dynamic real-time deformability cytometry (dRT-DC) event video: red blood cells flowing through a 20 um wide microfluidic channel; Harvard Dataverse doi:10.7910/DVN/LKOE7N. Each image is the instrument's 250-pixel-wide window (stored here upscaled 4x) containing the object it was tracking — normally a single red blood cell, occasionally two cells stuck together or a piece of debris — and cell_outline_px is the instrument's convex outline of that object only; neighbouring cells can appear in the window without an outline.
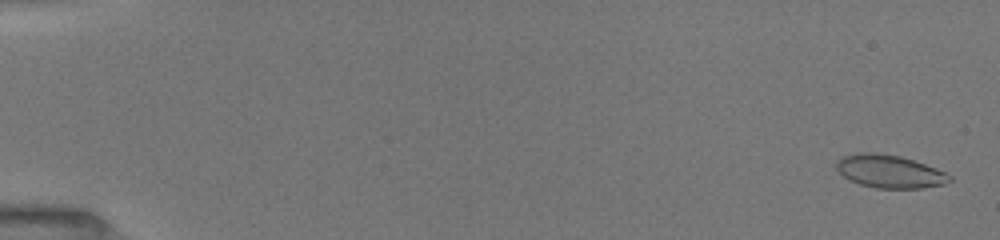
{"species": "common noctule bat (a hibernating species)", "species_latin": "Nyctalus noctula", "temperature_condition": "room temperature", "stored_images_in_passage": 66, "camera_frame_rate_fps": 3000, "um_per_image_px": 0.085, "animal": {"sex": "female", "body_mass_g": 19.5, "forearm_length_mm": 54.1}, "frame": {"image": 1, "passage_image": 2, "time_ms": 0.333, "image_size_px": [1000, 240], "cell_outline_px": [[952, 180], [944, 184], [924, 188], [876, 188], [860, 184], [848, 180], [836, 168], [836, 160], [840, 156], [856, 152], [876, 152], [900, 156], [936, 168], [952, 176]], "centroid_in_image_um": [75.58, 14.56], "position_along_channel_um": 9.4, "area_um2": 21.91}}
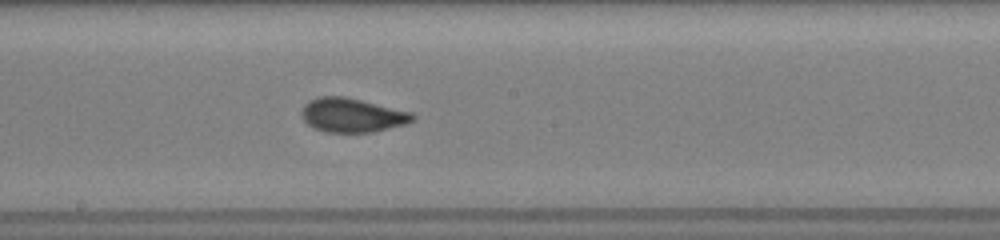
{"frame": {"image": 2, "passage_image": 41, "time_ms": 9.667, "image_size_px": [1000, 240], "cell_outline_px": [[416, 116], [412, 120], [404, 124], [372, 132], [324, 132], [312, 128], [304, 120], [300, 112], [304, 104], [308, 100], [316, 96], [344, 96], [412, 112]], "centroid_in_image_um": [29.87, 9.78], "position_along_channel_um": 218.3, "area_um2": 22.08}}
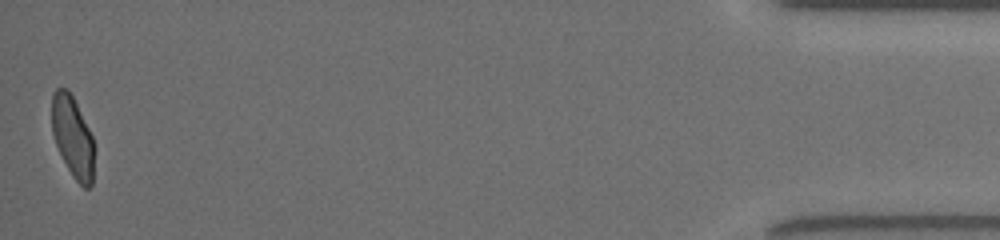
{"frame": {"image": 3, "passage_image": 66, "time_ms": 17.0, "image_size_px": [1000, 240], "cell_outline_px": [[96, 148], [92, 184], [88, 188], [84, 188], [72, 176], [56, 144], [52, 132], [52, 92], [56, 88], [68, 88], [92, 136]], "centroid_in_image_um": [6.2, 11.66], "position_along_channel_um": 429.0, "area_um2": 20.11}, "authors_computed_cell_mechanics": {"area_um2": 21.4438, "velocity_mm_per_s": 4.0034, "shape_relaxation_time_tau1_ms": 6.6319, "shape_relaxation_time_tau2_ms": 0.7635, "deformation_change_tau1": 0.1611, "deformation_change_tau2": 0.0522}}